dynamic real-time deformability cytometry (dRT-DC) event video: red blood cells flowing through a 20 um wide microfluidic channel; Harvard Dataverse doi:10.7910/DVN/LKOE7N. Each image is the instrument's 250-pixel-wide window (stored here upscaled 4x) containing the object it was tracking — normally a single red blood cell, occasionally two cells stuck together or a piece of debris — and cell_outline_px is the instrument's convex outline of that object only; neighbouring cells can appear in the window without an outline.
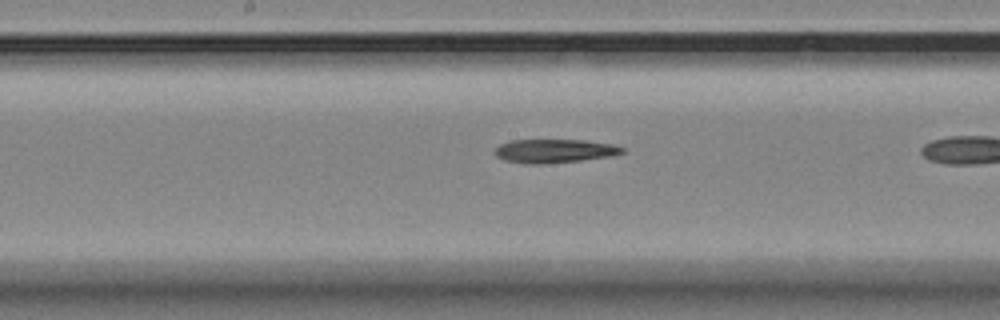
{"species": "Egyptian fruit bat (a non-hibernating species)", "species_latin": "Rousettus aegyptiacus", "temperature_condition": "room temperature", "stored_images_in_passage": 22, "camera_frame_rate_fps": 3000, "um_per_image_px": 0.085, "animal": {"sex": "female"}, "frame": {"image": 1, "passage_image": 9, "time_ms": 2.667, "image_size_px": [1000, 320], "cell_outline_px": [[624, 152], [612, 156], [580, 160], [544, 164], [524, 164], [504, 160], [496, 156], [492, 152], [500, 144], [512, 140], [584, 140], [612, 144], [624, 148]], "centroid_in_image_um": [47.08, 12.83], "position_along_channel_um": 201.1, "area_um2": 17.63}}
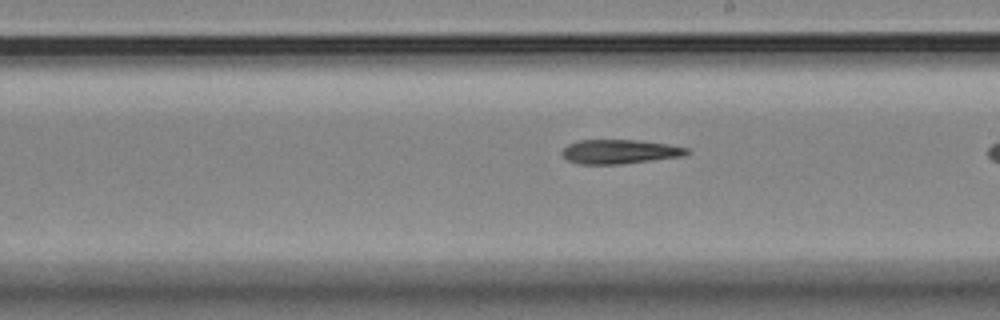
{"frame": {"image": 2, "passage_image": 12, "time_ms": 3.667, "image_size_px": [1000, 320], "cell_outline_px": [[692, 152], [684, 156], [620, 164], [580, 164], [568, 160], [560, 152], [568, 144], [580, 140], [640, 140], [668, 144], [688, 148]], "centroid_in_image_um": [52.7, 12.89], "position_along_channel_um": 236.3, "area_um2": 17.63}}
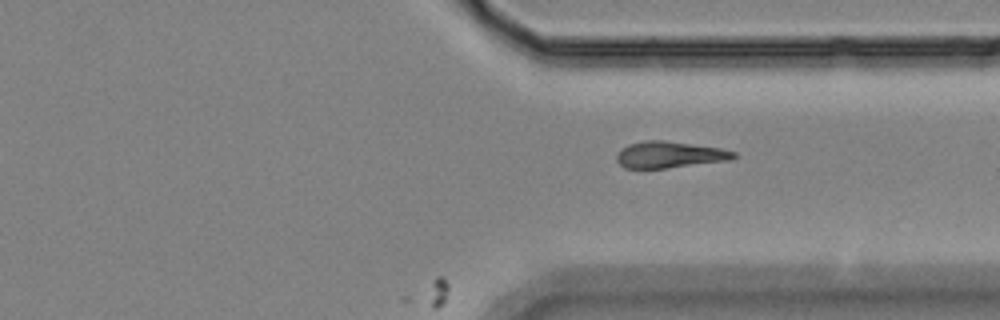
{"frame": {"image": 3, "passage_image": 22, "time_ms": 7.0, "image_size_px": [1000, 320], "cell_outline_px": [[736, 156], [728, 160], [668, 168], [624, 168], [616, 160], [616, 156], [628, 144], [644, 140], [664, 140], [720, 148], [736, 152]], "centroid_in_image_um": [56.89, 13.14], "position_along_channel_um": 354.5, "area_um2": 17.86}}